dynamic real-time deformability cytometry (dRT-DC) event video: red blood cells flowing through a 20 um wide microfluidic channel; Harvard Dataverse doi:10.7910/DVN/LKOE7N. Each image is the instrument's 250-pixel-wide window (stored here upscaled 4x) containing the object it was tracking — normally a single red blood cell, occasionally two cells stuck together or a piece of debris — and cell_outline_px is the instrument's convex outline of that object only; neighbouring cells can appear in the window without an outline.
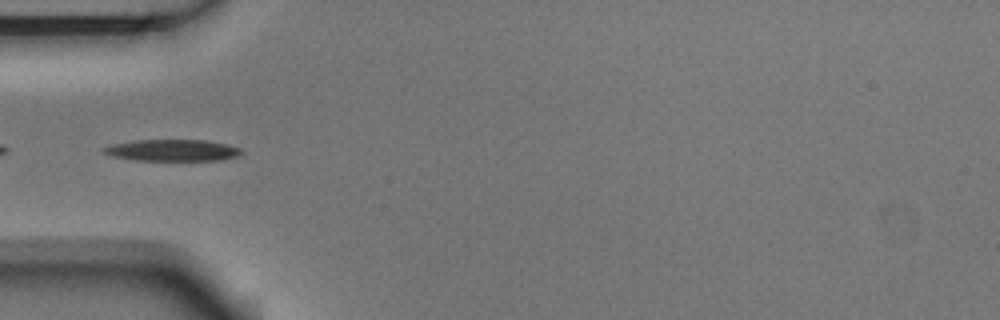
{"species": "Egyptian fruit bat (a non-hibernating species)", "species_latin": "Rousettus aegyptiacus", "temperature_condition": "room temperature", "stored_images_in_passage": 20, "camera_frame_rate_fps": 3000, "um_per_image_px": 0.085, "animal": {"sex": "male"}, "frame": {"image": 1, "passage_image": 1, "time_ms": 0.0, "image_size_px": [1000, 320], "cell_outline_px": [[244, 152], [236, 156], [220, 160], [136, 160], [112, 156], [104, 152], [100, 148], [112, 144], [132, 140], [204, 140], [228, 144], [240, 148]], "centroid_in_image_um": [14.64, 12.76], "position_along_channel_um": 70.4, "area_um2": 17.28}}
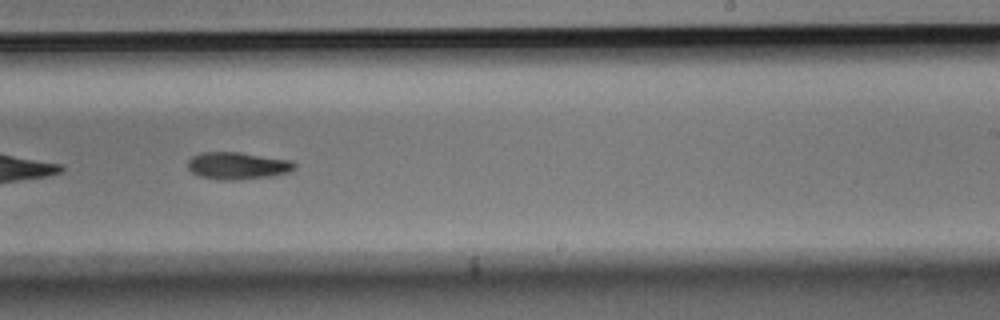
{"frame": {"image": 2, "passage_image": 17, "time_ms": 5.333, "image_size_px": [1000, 320], "cell_outline_px": [[296, 168], [288, 172], [272, 176], [236, 180], [220, 180], [200, 176], [192, 172], [188, 168], [188, 160], [192, 156], [200, 152], [240, 152], [292, 160], [296, 164]], "centroid_in_image_um": [20.2, 14.08], "position_along_channel_um": 268.8, "area_um2": 17.05}}
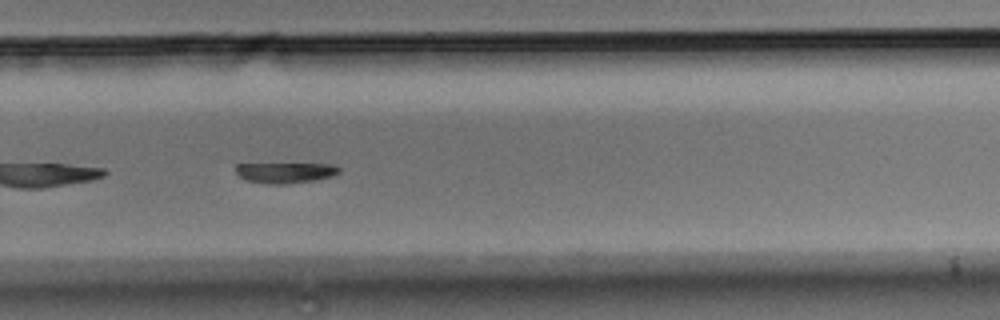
{"frame": {"image": 3, "passage_image": 20, "time_ms": 6.333, "image_size_px": [1000, 320], "cell_outline_px": [[340, 172], [332, 176], [312, 180], [288, 184], [264, 184], [244, 180], [236, 172], [236, 164], [332, 164], [340, 168]], "centroid_in_image_um": [24.23, 14.68], "position_along_channel_um": 305.6, "area_um2": 12.37}}